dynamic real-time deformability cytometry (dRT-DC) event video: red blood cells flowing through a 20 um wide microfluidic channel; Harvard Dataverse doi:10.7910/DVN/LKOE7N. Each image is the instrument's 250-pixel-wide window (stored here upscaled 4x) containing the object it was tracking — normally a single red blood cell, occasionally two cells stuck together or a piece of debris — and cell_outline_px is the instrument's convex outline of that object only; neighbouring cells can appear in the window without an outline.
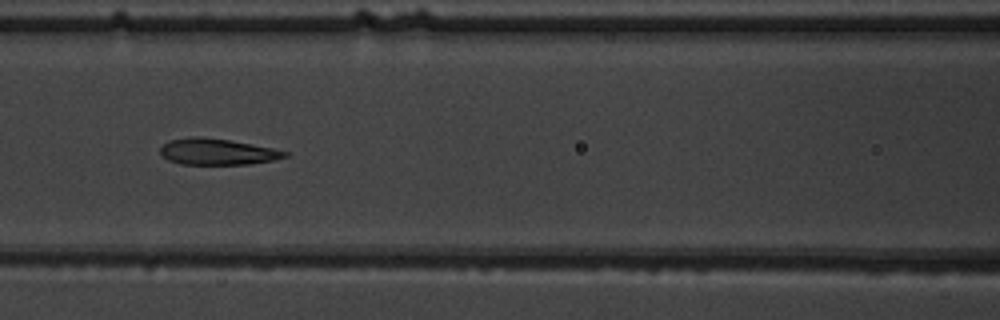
{"species": "common noctule bat (a hibernating species)", "species_latin": "Nyctalus noctula", "temperature_condition": "warm", "stored_images_in_passage": 10, "segment_of_instrument_passage": [1, 2], "camera_frame_rate_fps": 3000, "um_per_image_px": 0.085, "animal": {"sex": "male", "body_mass_g": 19.5, "forearm_length_mm": 54.6}, "frame": {"image": 1, "passage_image": 7, "time_ms": 7.0, "image_size_px": [1000, 320], "cell_outline_px": [[288, 156], [272, 160], [248, 164], [180, 164], [168, 160], [160, 152], [160, 148], [168, 140], [192, 136], [200, 136], [228, 140], [272, 148], [288, 152]], "centroid_in_image_um": [18.43, 12.89], "position_along_channel_um": 148.2, "area_um2": 18.84}}
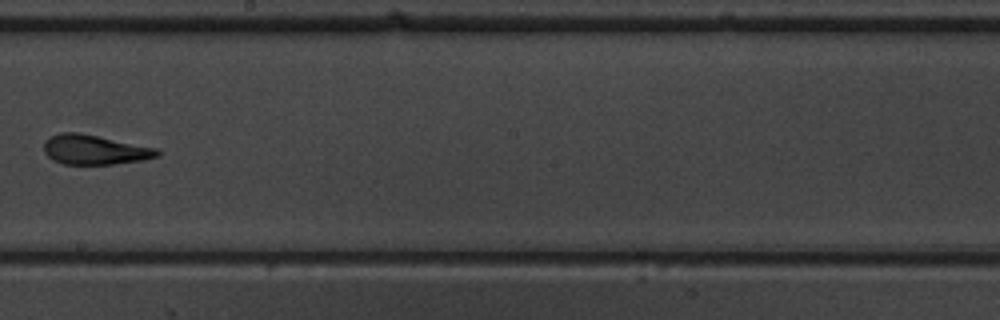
{"frame": {"image": 2, "passage_image": 9, "time_ms": 9.333, "image_size_px": [1000, 320], "cell_outline_px": [[160, 156], [144, 160], [112, 164], [64, 164], [52, 160], [44, 152], [44, 140], [60, 132], [76, 132], [156, 148], [160, 152]], "centroid_in_image_um": [8.02, 12.74], "position_along_channel_um": 240.2, "area_um2": 19.42}}